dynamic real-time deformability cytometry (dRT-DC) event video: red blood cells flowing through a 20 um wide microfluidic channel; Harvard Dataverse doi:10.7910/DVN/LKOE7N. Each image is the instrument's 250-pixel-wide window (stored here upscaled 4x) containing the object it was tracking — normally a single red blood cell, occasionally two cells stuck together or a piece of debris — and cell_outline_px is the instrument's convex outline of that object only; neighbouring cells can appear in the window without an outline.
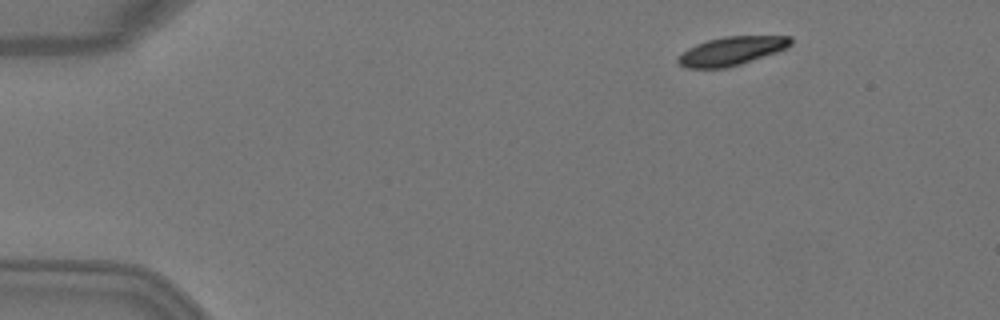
{"species": "Egyptian fruit bat (a non-hibernating species)", "species_latin": "Rousettus aegyptiacus", "temperature_condition": "warm", "stored_images_in_passage": 4, "segment_of_instrument_passage": [1, 2], "camera_frame_rate_fps": 3000, "um_per_image_px": 0.085, "animal": {"sex": "female"}, "frame": {"image": 1, "passage_image": 1, "time_ms": 0.0, "image_size_px": [1000, 320], "cell_outline_px": [[792, 44], [788, 48], [728, 68], [684, 68], [676, 60], [688, 48], [696, 44], [708, 40], [724, 36], [792, 36]], "centroid_in_image_um": [62.2, 4.33], "position_along_channel_um": 22.8, "area_um2": 18.73}}